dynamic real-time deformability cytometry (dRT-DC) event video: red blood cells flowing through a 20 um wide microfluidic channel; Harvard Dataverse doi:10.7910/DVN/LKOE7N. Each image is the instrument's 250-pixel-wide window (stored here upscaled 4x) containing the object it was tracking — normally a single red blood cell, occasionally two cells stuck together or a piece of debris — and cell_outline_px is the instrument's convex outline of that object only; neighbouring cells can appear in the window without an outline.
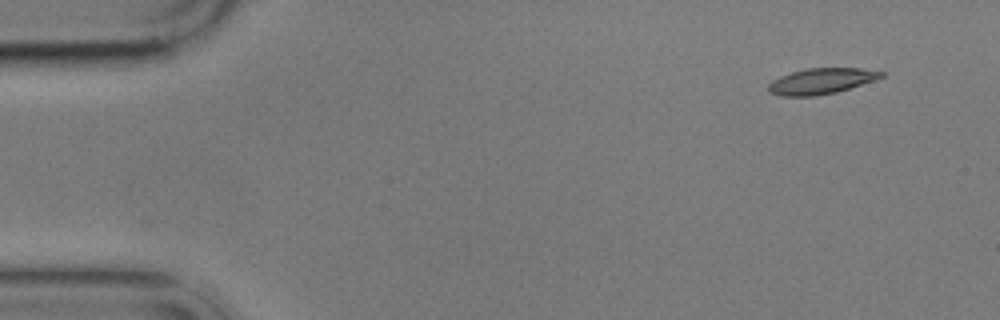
{"species": "common noctule bat (a hibernating species)", "species_latin": "Nyctalus noctula", "temperature_condition": "cold", "stored_images_in_passage": 2, "camera_frame_rate_fps": 3000, "um_per_image_px": 0.085, "animal": {"sex": "male", "body_mass_g": 17.9}, "frame": {"image": 1, "passage_image": 2, "time_ms": 2.0, "image_size_px": [1000, 320], "cell_outline_px": [[884, 76], [876, 80], [836, 92], [816, 96], [780, 96], [768, 92], [768, 84], [772, 80], [780, 76], [792, 72], [808, 68], [860, 68], [884, 72]], "centroid_in_image_um": [69.79, 6.9], "position_along_channel_um": 15.2, "area_um2": 16.99}}